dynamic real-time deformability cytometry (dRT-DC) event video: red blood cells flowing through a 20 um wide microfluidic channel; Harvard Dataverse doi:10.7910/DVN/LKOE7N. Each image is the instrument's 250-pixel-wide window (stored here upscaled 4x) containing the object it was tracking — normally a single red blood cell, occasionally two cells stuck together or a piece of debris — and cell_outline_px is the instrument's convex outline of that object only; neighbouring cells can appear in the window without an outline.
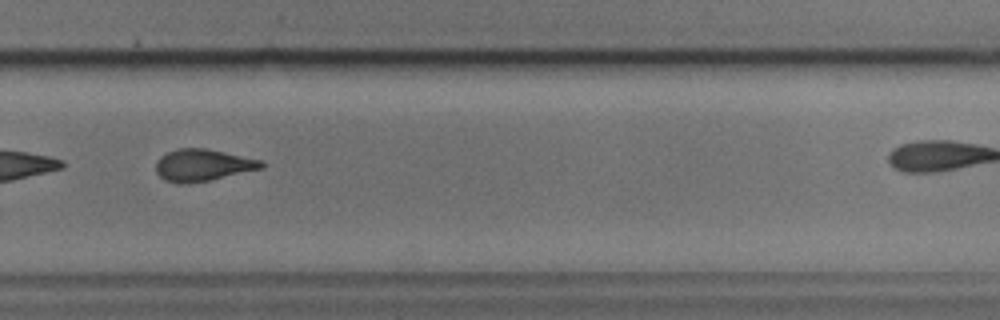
{"species": "common noctule bat (a hibernating species)", "species_latin": "Nyctalus noctula", "temperature_condition": "cold", "stored_images_in_passage": 24, "camera_frame_rate_fps": 3000, "um_per_image_px": 0.085, "animal": {"sex": "male", "body_mass_g": 17.9, "forearm_length_mm": 54.2}, "frame": {"image": 1, "passage_image": 21, "time_ms": 6.667, "image_size_px": [1000, 320], "cell_outline_px": [[264, 168], [208, 180], [188, 184], [180, 184], [164, 180], [156, 172], [156, 160], [160, 156], [176, 148], [204, 148], [264, 160]], "centroid_in_image_um": [17.22, 14.03], "position_along_channel_um": 312.6, "area_um2": 19.71}}